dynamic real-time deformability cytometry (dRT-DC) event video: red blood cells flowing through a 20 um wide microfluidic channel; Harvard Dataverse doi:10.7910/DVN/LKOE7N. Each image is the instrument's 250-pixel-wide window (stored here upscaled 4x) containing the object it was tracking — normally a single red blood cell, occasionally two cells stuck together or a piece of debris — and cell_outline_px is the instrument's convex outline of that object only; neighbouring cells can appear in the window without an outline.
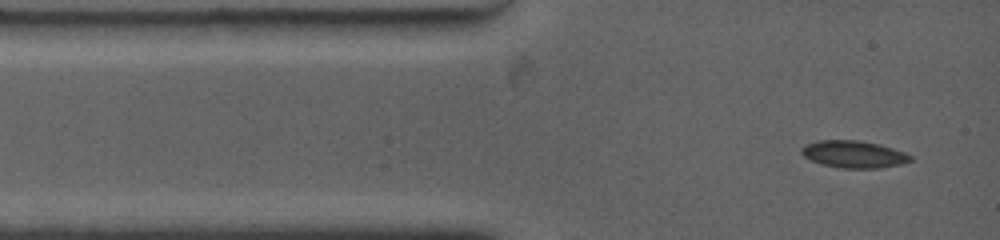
{"species": "common noctule bat (a hibernating species)", "species_latin": "Nyctalus noctula", "temperature_condition": "warm", "stored_images_in_passage": 3, "camera_frame_rate_fps": 4500, "um_per_image_px": 0.085, "animal": {"sex": "female", "body_mass_g": 19.0, "forearm_length_mm": 53.3}, "frame": {"image": 1, "passage_image": 1, "time_ms": 0.0, "image_size_px": [1000, 240], "cell_outline_px": [[912, 160], [900, 164], [880, 168], [840, 168], [824, 164], [812, 160], [804, 156], [800, 152], [800, 148], [816, 140], [856, 140], [880, 144], [904, 152], [912, 156]], "centroid_in_image_um": [72.57, 13.1], "position_along_channel_um": 12.4, "area_um2": 17.11}}